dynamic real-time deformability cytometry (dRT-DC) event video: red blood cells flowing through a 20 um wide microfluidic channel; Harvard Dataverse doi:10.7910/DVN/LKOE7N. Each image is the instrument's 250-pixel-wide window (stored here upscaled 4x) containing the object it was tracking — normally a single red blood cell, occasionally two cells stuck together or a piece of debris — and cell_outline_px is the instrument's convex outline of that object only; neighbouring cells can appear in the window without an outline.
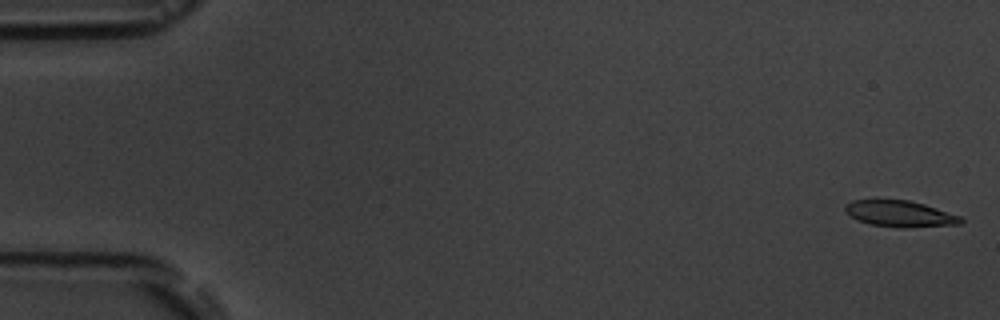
{"species": "common noctule bat (a hibernating species)", "species_latin": "Nyctalus noctula", "temperature_condition": "room temperature", "stored_images_in_passage": 5, "camera_frame_rate_fps": 3000, "um_per_image_px": 0.085, "animal": {"sex": "male", "body_mass_g": 19.5, "forearm_length_mm": 54.6}, "frame": {"image": 1, "passage_image": 1, "time_ms": 0.0, "image_size_px": [1000, 320], "cell_outline_px": [[964, 220], [960, 224], [904, 228], [900, 228], [868, 224], [856, 220], [844, 208], [844, 204], [852, 200], [876, 196], [908, 200], [924, 204], [960, 216]], "centroid_in_image_um": [76.4, 18.12], "position_along_channel_um": 8.6, "area_um2": 18.44}}
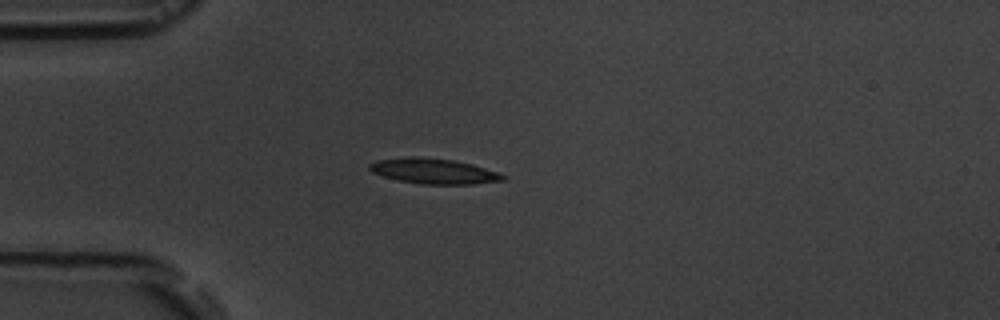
{"frame": {"image": 2, "passage_image": 5, "time_ms": 4.667, "image_size_px": [1000, 320], "cell_outline_px": [[504, 180], [472, 184], [420, 184], [396, 180], [372, 172], [368, 168], [368, 164], [376, 160], [408, 156], [412, 156], [452, 160], [472, 164], [496, 172], [504, 176]], "centroid_in_image_um": [36.79, 14.54], "position_along_channel_um": 48.2, "area_um2": 19.54}}